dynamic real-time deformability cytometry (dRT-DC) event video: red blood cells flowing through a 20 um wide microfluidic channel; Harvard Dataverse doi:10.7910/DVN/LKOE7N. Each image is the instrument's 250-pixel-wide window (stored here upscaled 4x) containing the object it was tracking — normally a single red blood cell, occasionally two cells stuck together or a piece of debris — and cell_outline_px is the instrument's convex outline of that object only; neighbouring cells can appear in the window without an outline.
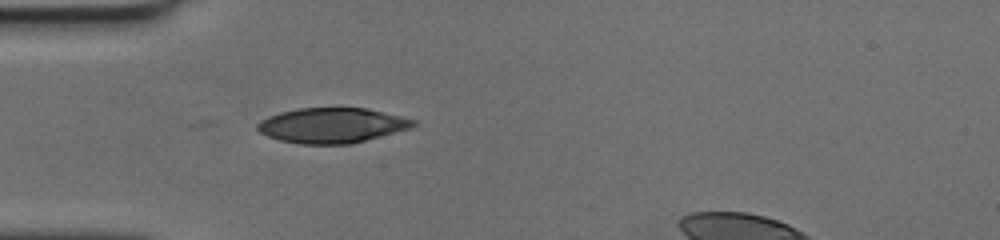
{"species": "human", "species_latin": "Homo sapiens", "temperature_condition": "cold", "stored_images_in_passage": 33, "camera_frame_rate_fps": 3000, "um_per_image_px": 0.085, "donor": {"sex": "female"}, "frame": {"image": 1, "passage_image": 1, "time_ms": 0.0, "image_size_px": [1000, 240], "cell_outline_px": [[420, 124], [412, 128], [348, 144], [300, 144], [280, 140], [268, 136], [260, 132], [256, 128], [256, 124], [260, 120], [268, 116], [280, 112], [300, 108], [368, 108], [416, 120]], "centroid_in_image_um": [28.22, 10.65], "position_along_channel_um": 56.8, "area_um2": 31.85}}
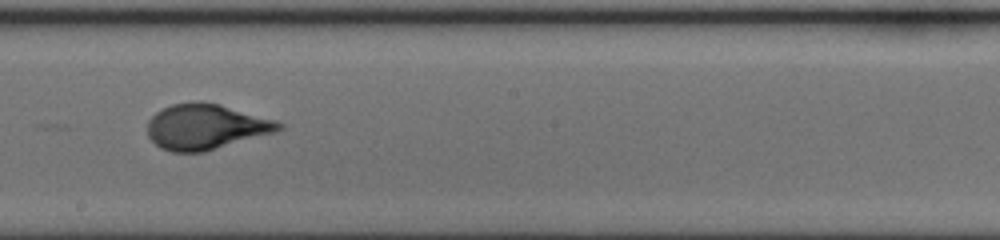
{"frame": {"image": 2, "passage_image": 14, "time_ms": 4.333, "image_size_px": [1000, 240], "cell_outline_px": [[284, 128], [276, 132], [204, 152], [172, 152], [160, 148], [148, 136], [148, 120], [156, 112], [172, 104], [192, 100], [200, 100], [220, 104], [272, 120], [284, 124]], "centroid_in_image_um": [17.47, 10.77], "position_along_channel_um": 230.7, "area_um2": 34.74}}
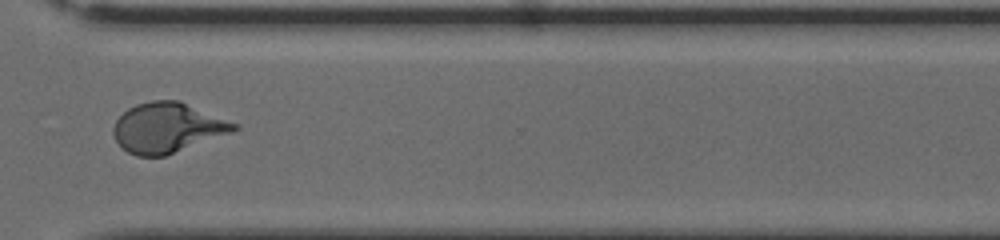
{"frame": {"image": 3, "passage_image": 23, "time_ms": 7.333, "image_size_px": [1000, 240], "cell_outline_px": [[240, 128], [232, 132], [164, 156], [136, 156], [120, 148], [112, 132], [112, 128], [116, 120], [128, 108], [136, 104], [152, 100], [180, 100], [236, 124]], "centroid_in_image_um": [14.18, 10.85], "position_along_channel_um": 356.4, "area_um2": 34.91}}